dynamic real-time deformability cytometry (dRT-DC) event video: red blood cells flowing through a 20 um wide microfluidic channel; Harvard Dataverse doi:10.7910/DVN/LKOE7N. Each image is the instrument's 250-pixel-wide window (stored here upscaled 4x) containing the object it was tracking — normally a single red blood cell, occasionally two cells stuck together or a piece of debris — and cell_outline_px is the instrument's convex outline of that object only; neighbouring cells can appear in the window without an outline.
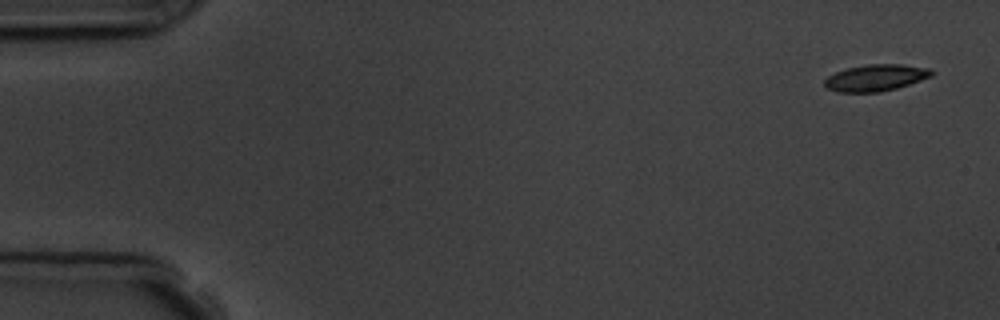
{"species": "common noctule bat (a hibernating species)", "species_latin": "Nyctalus noctula", "temperature_condition": "room temperature", "stored_images_in_passage": 5, "camera_frame_rate_fps": 3000, "um_per_image_px": 0.085, "animal": {"sex": "male", "body_mass_g": 19.5, "forearm_length_mm": 54.6}, "frame": {"image": 1, "passage_image": 1, "time_ms": 0.0, "image_size_px": [1000, 320], "cell_outline_px": [[932, 76], [896, 88], [880, 92], [836, 92], [828, 88], [824, 84], [824, 80], [828, 76], [836, 72], [848, 68], [868, 64], [904, 64], [928, 68], [932, 72]], "centroid_in_image_um": [74.42, 6.61], "position_along_channel_um": 10.6, "area_um2": 16.42}}
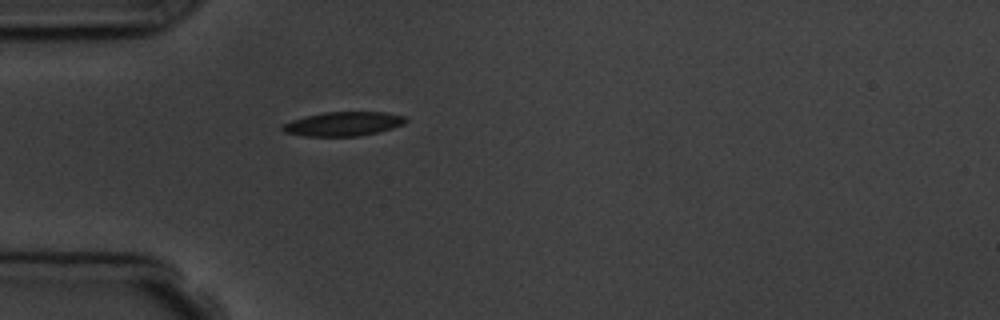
{"frame": {"image": 2, "passage_image": 5, "time_ms": 4.667, "image_size_px": [1000, 320], "cell_outline_px": [[408, 120], [404, 124], [392, 128], [360, 136], [304, 136], [284, 132], [280, 128], [284, 124], [292, 120], [304, 116], [324, 112], [384, 112], [404, 116]], "centroid_in_image_um": [29.16, 10.53], "position_along_channel_um": 55.8, "area_um2": 17.28}}